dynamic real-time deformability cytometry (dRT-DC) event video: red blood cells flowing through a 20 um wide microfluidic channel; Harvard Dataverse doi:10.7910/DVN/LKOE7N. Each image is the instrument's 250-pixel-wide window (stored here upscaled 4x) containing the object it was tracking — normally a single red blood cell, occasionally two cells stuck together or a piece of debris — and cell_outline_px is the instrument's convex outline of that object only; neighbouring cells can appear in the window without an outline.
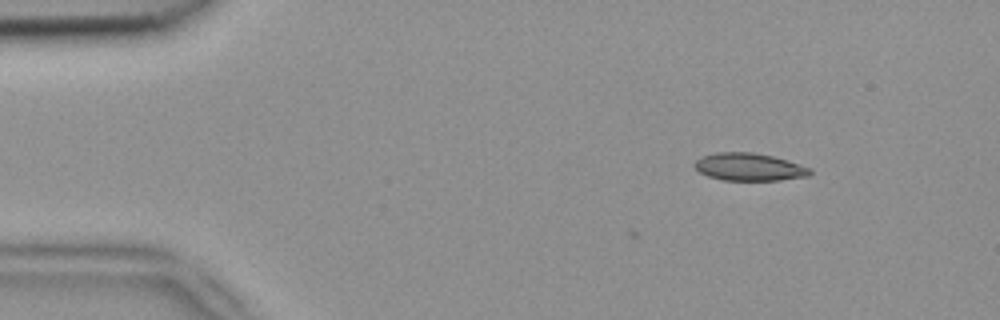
{"species": "common noctule bat (a hibernating species)", "species_latin": "Nyctalus noctula", "temperature_condition": "room temperature", "stored_images_in_passage": 2, "camera_frame_rate_fps": 3000, "um_per_image_px": 0.085, "animal": {"sex": "female", "body_mass_g": 18.4}, "frame": {"image": 1, "passage_image": 2, "time_ms": 0.333, "image_size_px": [1000, 320], "cell_outline_px": [[812, 172], [808, 176], [780, 180], [724, 180], [708, 176], [700, 172], [692, 164], [700, 156], [716, 152], [752, 152], [772, 156], [788, 160], [812, 168]], "centroid_in_image_um": [63.68, 14.18], "position_along_channel_um": 21.3, "area_um2": 18.67}}